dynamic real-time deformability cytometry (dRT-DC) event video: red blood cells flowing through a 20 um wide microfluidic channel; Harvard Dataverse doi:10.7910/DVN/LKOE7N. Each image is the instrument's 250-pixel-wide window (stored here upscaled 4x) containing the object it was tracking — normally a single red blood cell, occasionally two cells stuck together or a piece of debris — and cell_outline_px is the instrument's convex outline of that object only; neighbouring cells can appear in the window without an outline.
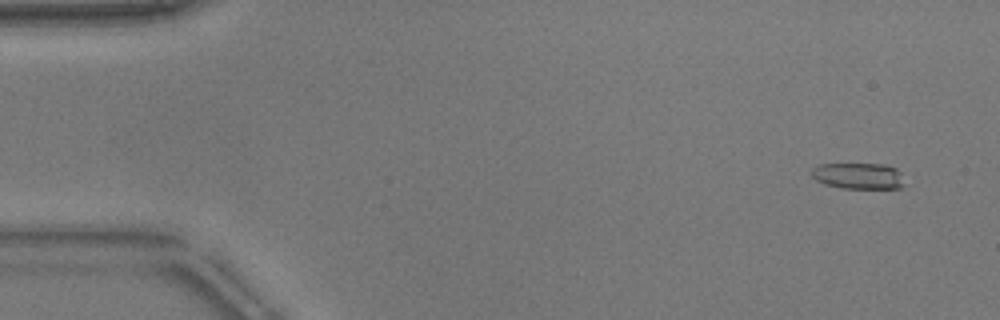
{"species": "common noctule bat (a hibernating species)", "species_latin": "Nyctalus noctula", "temperature_condition": "warm", "stored_images_in_passage": 13, "camera_frame_rate_fps": 3000, "um_per_image_px": 0.085, "animal": {"sex": "male", "body_mass_g": 17.9}, "frame": {"image": 1, "passage_image": 1, "time_ms": 0.0, "image_size_px": [1000, 320], "cell_outline_px": [[904, 188], [840, 188], [824, 184], [816, 180], [812, 176], [812, 168], [820, 164], [888, 164], [896, 168], [900, 172], [904, 184]], "centroid_in_image_um": [72.98, 14.95], "position_along_channel_um": 12.0, "area_um2": 14.28}}